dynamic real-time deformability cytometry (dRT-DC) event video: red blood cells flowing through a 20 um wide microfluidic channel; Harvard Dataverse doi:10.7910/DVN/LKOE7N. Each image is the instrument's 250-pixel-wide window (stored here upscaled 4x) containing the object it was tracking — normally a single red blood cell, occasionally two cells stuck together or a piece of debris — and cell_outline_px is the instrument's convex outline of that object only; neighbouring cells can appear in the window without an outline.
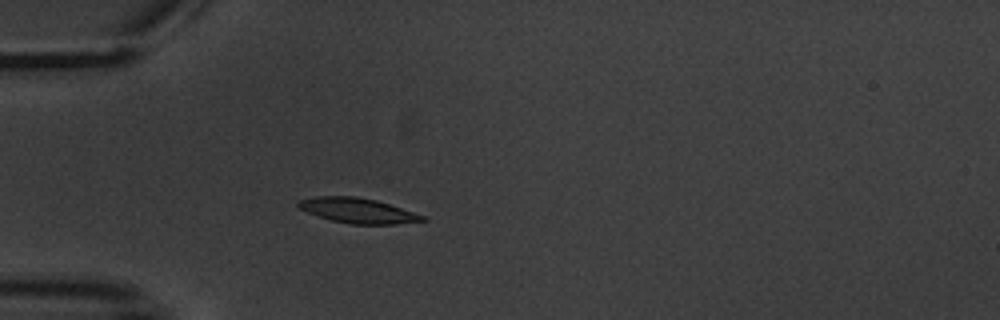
{"species": "common noctule bat (a hibernating species)", "species_latin": "Nyctalus noctula", "temperature_condition": "warm", "stored_images_in_passage": 5, "camera_frame_rate_fps": 3000, "um_per_image_px": 0.085, "animal": {"sex": "male", "body_mass_g": 20.1, "forearm_length_mm": 53.5}, "frame": {"image": 1, "passage_image": 5, "time_ms": 4.667, "image_size_px": [1000, 320], "cell_outline_px": [[428, 220], [396, 224], [352, 224], [332, 220], [308, 212], [300, 208], [296, 204], [300, 200], [316, 196], [356, 196], [376, 200], [424, 216]], "centroid_in_image_um": [30.4, 17.89], "position_along_channel_um": 54.6, "area_um2": 17.74}}